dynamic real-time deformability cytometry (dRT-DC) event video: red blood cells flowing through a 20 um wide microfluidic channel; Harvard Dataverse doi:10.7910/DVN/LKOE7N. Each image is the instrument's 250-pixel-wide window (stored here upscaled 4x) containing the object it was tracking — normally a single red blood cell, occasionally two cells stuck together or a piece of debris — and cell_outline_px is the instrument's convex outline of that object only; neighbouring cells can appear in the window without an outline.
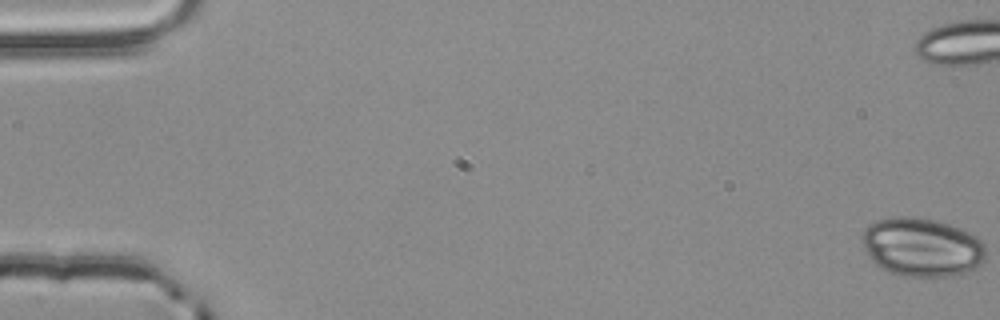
{"species": "common noctule bat (a hibernating species)", "species_latin": "Nyctalus noctula", "temperature_condition": "room temperature", "stored_images_in_passage": 56, "segment_of_instrument_passage": [1, 2], "camera_frame_rate_fps": 3000, "um_per_image_px": 0.085, "animal": {"sex": "male", "body_mass_g": 20.4}, "frame": {"image": 1, "passage_image": 1, "time_ms": 0.0, "image_size_px": [1000, 320], "cell_outline_px": [[984, 260], [976, 268], [964, 272], [944, 276], [904, 276], [888, 272], [876, 264], [868, 256], [864, 248], [860, 236], [872, 224], [880, 220], [892, 216], [912, 216], [936, 220], [948, 224], [968, 232], [976, 236], [984, 244]], "centroid_in_image_um": [78.34, 21.0], "position_along_channel_um": 6.7, "area_um2": 41.96}}